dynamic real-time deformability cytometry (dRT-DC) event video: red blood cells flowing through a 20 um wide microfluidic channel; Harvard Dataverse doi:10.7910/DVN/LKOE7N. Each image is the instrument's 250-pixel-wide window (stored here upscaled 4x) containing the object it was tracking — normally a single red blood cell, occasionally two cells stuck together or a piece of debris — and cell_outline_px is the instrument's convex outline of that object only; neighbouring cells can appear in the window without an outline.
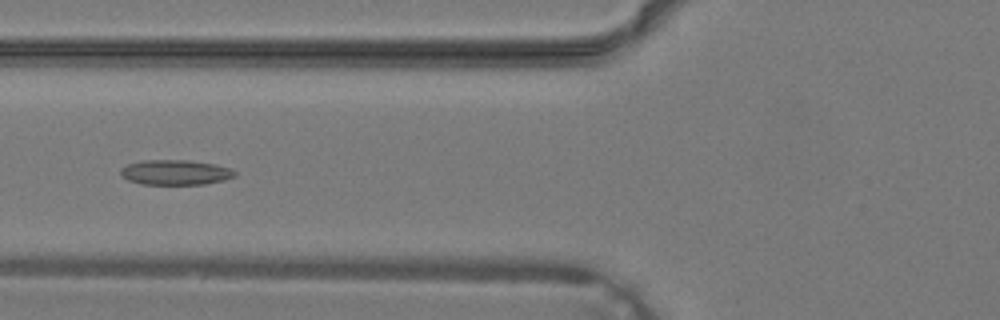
{"species": "common noctule bat (a hibernating species)", "species_latin": "Nyctalus noctula", "temperature_condition": "warm", "stored_images_in_passage": 37, "camera_frame_rate_fps": 3000, "um_per_image_px": 0.085, "animal": {"sex": "male", "body_mass_g": 19.2, "forearm_length_mm": 51.8}, "frame": {"image": 1, "passage_image": 14, "time_ms": 4.333, "image_size_px": [1000, 320], "cell_outline_px": [[236, 176], [224, 180], [204, 184], [140, 184], [128, 180], [120, 176], [120, 168], [128, 164], [144, 160], [188, 160], [216, 164], [228, 168], [236, 172]], "centroid_in_image_um": [14.88, 14.65], "position_along_channel_um": 110.9, "area_um2": 16.7}}
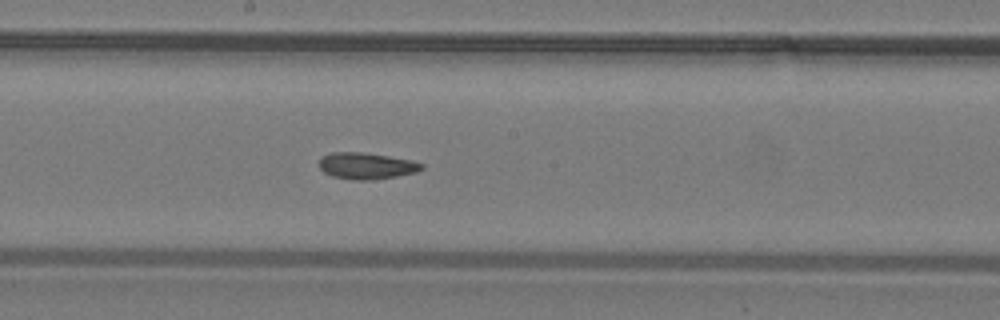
{"frame": {"image": 2, "passage_image": 20, "time_ms": 6.333, "image_size_px": [1000, 320], "cell_outline_px": [[424, 168], [416, 172], [396, 176], [372, 180], [352, 180], [332, 176], [324, 172], [320, 168], [320, 156], [332, 152], [364, 152], [412, 160], [424, 164]], "centroid_in_image_um": [31.14, 14.09], "position_along_channel_um": 217.1, "area_um2": 15.9}}
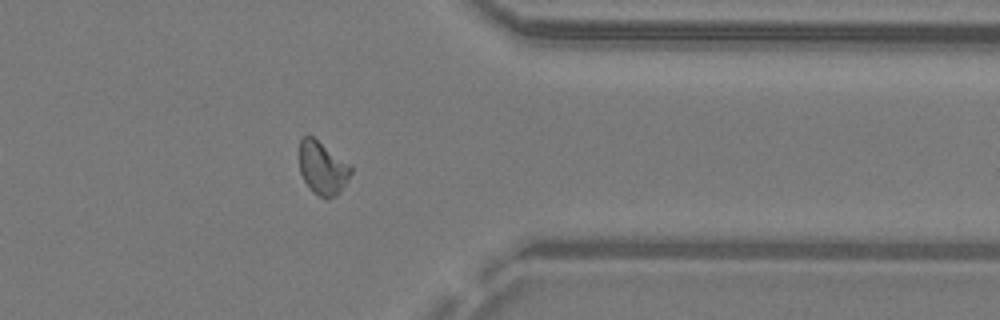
{"frame": {"image": 3, "passage_image": 30, "time_ms": 9.667, "image_size_px": [1000, 320], "cell_outline_px": [[352, 172], [340, 192], [328, 200], [312, 192], [304, 180], [300, 172], [300, 136], [312, 136], [348, 164], [352, 168]], "centroid_in_image_um": [27.4, 14.31], "position_along_channel_um": 384.0, "area_um2": 15.66}}